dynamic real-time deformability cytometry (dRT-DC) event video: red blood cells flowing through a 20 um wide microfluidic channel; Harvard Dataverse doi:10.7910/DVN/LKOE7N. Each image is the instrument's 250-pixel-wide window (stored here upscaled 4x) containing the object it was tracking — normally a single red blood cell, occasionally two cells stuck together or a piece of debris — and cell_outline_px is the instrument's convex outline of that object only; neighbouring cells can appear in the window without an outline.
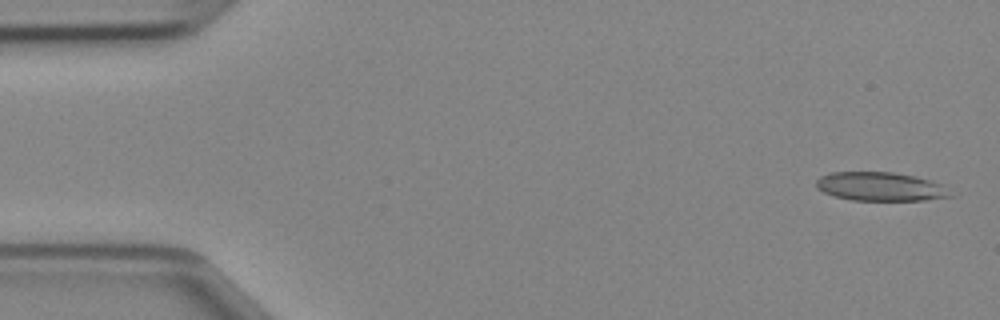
{"species": "Egyptian fruit bat (a non-hibernating species)", "species_latin": "Rousettus aegyptiacus", "temperature_condition": "cold", "stored_images_in_passage": 12, "camera_frame_rate_fps": 3000, "um_per_image_px": 0.085, "animal": {"sex": "female"}, "frame": {"image": 1, "passage_image": 2, "time_ms": 0.333, "image_size_px": [1000, 320], "cell_outline_px": [[956, 196], [924, 200], [852, 200], [836, 196], [824, 192], [816, 188], [816, 180], [820, 176], [832, 172], [892, 172], [916, 176], [932, 180], [940, 184]], "centroid_in_image_um": [74.85, 15.85], "position_along_channel_um": 10.1, "area_um2": 22.48}}